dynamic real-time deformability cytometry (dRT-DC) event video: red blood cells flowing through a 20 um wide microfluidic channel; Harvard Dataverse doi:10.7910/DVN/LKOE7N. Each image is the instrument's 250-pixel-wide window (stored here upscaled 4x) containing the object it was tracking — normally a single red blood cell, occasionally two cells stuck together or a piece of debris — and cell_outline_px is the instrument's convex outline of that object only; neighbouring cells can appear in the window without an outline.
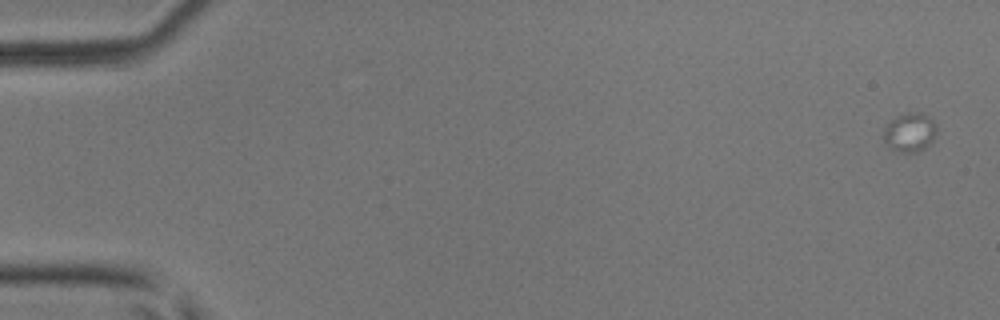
{"species": "common noctule bat (a hibernating species)", "species_latin": "Nyctalus noctula", "temperature_condition": "room temperature", "stored_images_in_passage": 3, "camera_frame_rate_fps": 3000, "um_per_image_px": 0.085, "animal": {"sex": "male", "body_mass_g": 17.9, "forearm_length_mm": 54.2}, "frame": {"image": 1, "passage_image": 1, "time_ms": 0.0, "image_size_px": [1000, 320], "cell_outline_px": [[936, 132], [932, 140], [920, 152], [900, 152], [892, 148], [884, 140], [884, 132], [888, 124], [896, 116], [908, 112], [920, 112], [928, 116], [936, 124]], "centroid_in_image_um": [77.36, 11.24], "position_along_channel_um": 7.6, "area_um2": 11.79}}